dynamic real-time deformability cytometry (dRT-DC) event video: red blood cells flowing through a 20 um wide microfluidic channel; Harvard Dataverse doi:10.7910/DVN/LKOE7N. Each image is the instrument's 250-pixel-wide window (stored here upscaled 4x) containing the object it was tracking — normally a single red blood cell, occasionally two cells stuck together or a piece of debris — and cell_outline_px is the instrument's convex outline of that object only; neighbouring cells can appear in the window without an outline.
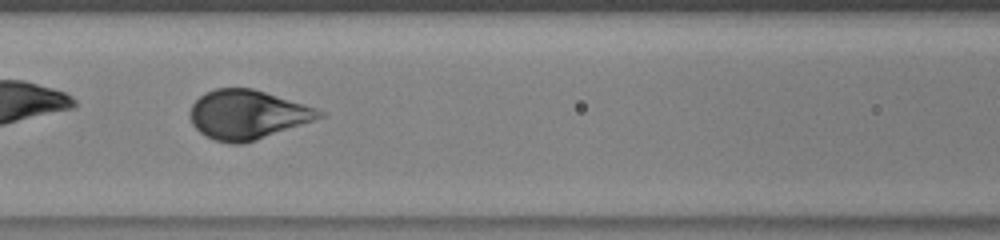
{"species": "human", "species_latin": "Homo sapiens", "temperature_condition": "warm", "stored_images_in_passage": 47, "camera_frame_rate_fps": 3000, "um_per_image_px": 0.085, "donor": {"sex": "male"}, "frame": {"image": 1, "passage_image": 21, "time_ms": 6.667, "image_size_px": [1000, 240], "cell_outline_px": [[324, 116], [256, 140], [240, 144], [232, 144], [216, 140], [204, 136], [192, 124], [192, 104], [204, 92], [216, 88], [252, 88], [316, 108], [324, 112]], "centroid_in_image_um": [21.01, 9.74], "position_along_channel_um": 145.6, "area_um2": 36.41}}
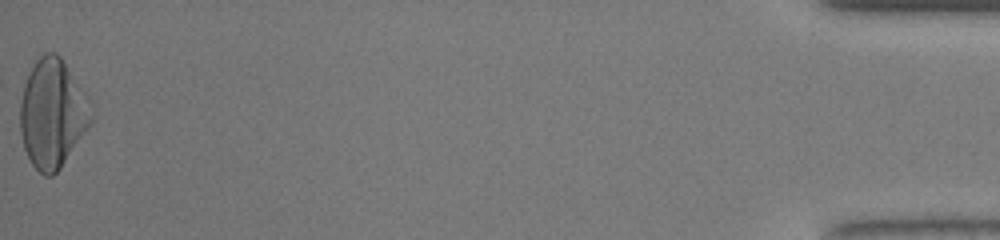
{"frame": {"image": 2, "passage_image": 47, "time_ms": 15.333, "image_size_px": [1000, 240], "cell_outline_px": [[92, 124], [60, 168], [52, 176], [44, 176], [32, 164], [24, 148], [20, 132], [20, 104], [24, 84], [36, 60], [44, 52], [56, 52], [60, 56], [92, 104]], "centroid_in_image_um": [4.47, 9.67], "position_along_channel_um": 430.7, "area_um2": 44.91}, "authors_computed_cell_mechanics": {"area_um2": 37.8012, "velocity_mm_per_s": 4.441, "shape_relaxation_time_tau1_ms": 4.436, "shape_relaxation_time_tau2_ms": null, "deformation_change_tau1": 0.2148, "deformation_change_tau2": null}}